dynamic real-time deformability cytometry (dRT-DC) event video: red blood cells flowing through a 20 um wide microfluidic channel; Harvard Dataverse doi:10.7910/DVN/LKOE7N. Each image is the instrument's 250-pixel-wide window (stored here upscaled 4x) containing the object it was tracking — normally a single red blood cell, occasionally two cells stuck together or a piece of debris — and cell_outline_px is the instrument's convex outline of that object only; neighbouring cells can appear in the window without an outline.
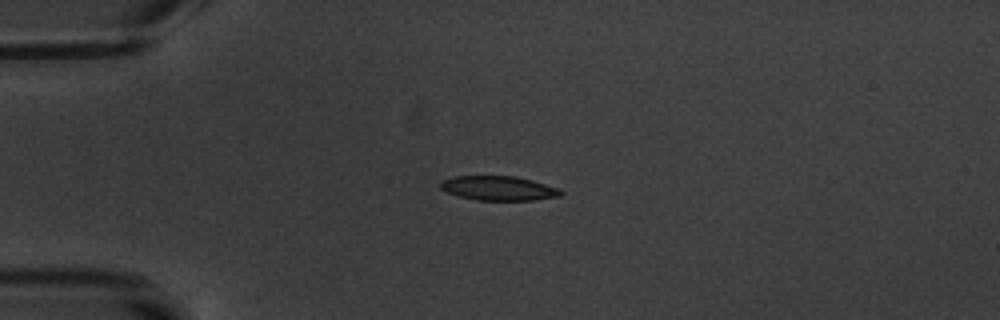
{"species": "common noctule bat (a hibernating species)", "species_latin": "Nyctalus noctula", "temperature_condition": "warm", "stored_images_in_passage": 4, "camera_frame_rate_fps": 3000, "um_per_image_px": 0.085, "animal": {"sex": "male", "body_mass_g": 20.1, "forearm_length_mm": 53.5}, "frame": {"image": 1, "passage_image": 4, "time_ms": 3.667, "image_size_px": [1000, 320], "cell_outline_px": [[564, 192], [560, 196], [536, 200], [476, 200], [456, 196], [440, 188], [440, 180], [452, 176], [516, 176], [532, 180], [560, 188]], "centroid_in_image_um": [42.37, 16.0], "position_along_channel_um": 42.6, "area_um2": 17.34}}